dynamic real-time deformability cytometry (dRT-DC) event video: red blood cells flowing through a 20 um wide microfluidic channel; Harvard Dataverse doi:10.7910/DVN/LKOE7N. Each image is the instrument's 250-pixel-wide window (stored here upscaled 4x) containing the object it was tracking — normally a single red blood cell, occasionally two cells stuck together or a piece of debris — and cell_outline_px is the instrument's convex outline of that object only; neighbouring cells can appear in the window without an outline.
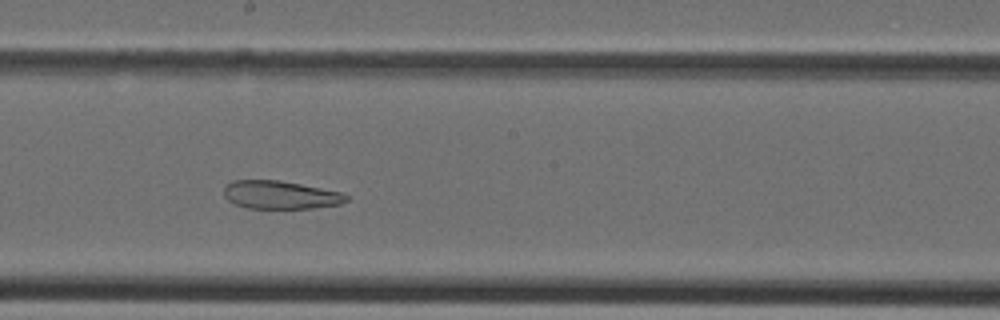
{"species": "Egyptian fruit bat (a non-hibernating species)", "species_latin": "Rousettus aegyptiacus", "temperature_condition": "cold", "stored_images_in_passage": 33, "camera_frame_rate_fps": 3000, "um_per_image_px": 0.085, "animal": {"sex": "female"}, "frame": {"image": 1, "passage_image": 16, "time_ms": 5.0, "image_size_px": [1000, 320], "cell_outline_px": [[348, 200], [340, 204], [312, 208], [248, 208], [236, 204], [228, 200], [224, 196], [224, 188], [232, 180], [280, 180], [344, 192], [348, 196]], "centroid_in_image_um": [23.86, 16.56], "position_along_channel_um": 224.3, "area_um2": 20.11}}
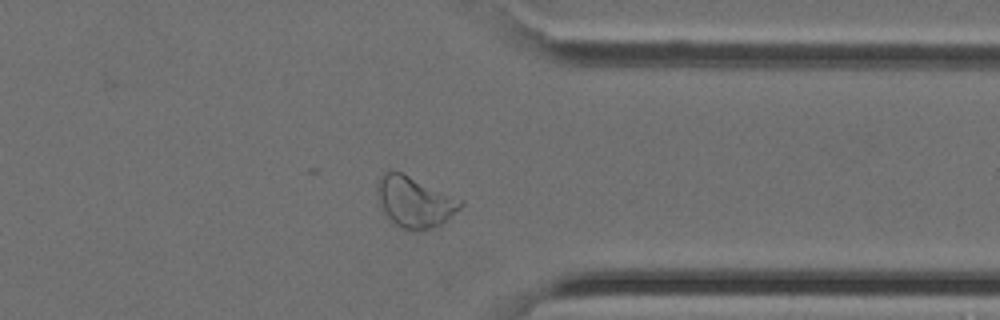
{"frame": {"image": 2, "passage_image": 25, "time_ms": 8.0, "image_size_px": [1000, 320], "cell_outline_px": [[464, 204], [460, 208], [440, 224], [432, 228], [400, 228], [380, 208], [376, 196], [376, 188], [380, 176], [384, 172], [400, 172], [464, 200]], "centroid_in_image_um": [35.22, 17.13], "position_along_channel_um": 376.2, "area_um2": 24.1}}
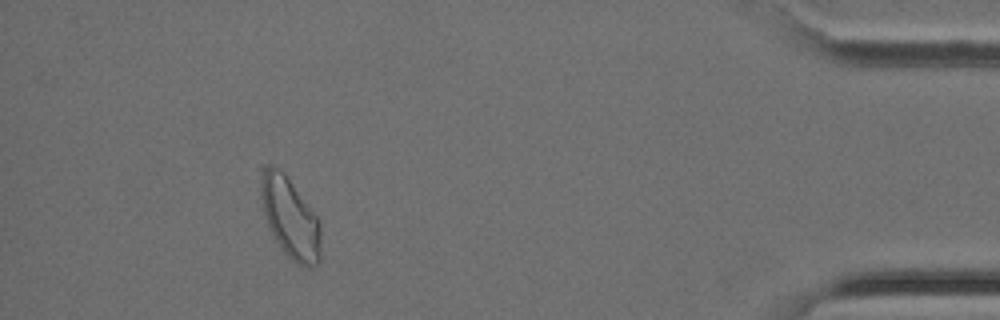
{"frame": {"image": 3, "passage_image": 30, "time_ms": 9.667, "image_size_px": [1000, 320], "cell_outline_px": [[320, 260], [312, 268], [300, 268], [284, 252], [272, 236], [268, 228], [260, 196], [260, 168], [264, 164], [272, 164], [288, 180], [316, 216], [320, 224]], "centroid_in_image_um": [24.62, 18.56], "position_along_channel_um": 410.6, "area_um2": 28.09}}